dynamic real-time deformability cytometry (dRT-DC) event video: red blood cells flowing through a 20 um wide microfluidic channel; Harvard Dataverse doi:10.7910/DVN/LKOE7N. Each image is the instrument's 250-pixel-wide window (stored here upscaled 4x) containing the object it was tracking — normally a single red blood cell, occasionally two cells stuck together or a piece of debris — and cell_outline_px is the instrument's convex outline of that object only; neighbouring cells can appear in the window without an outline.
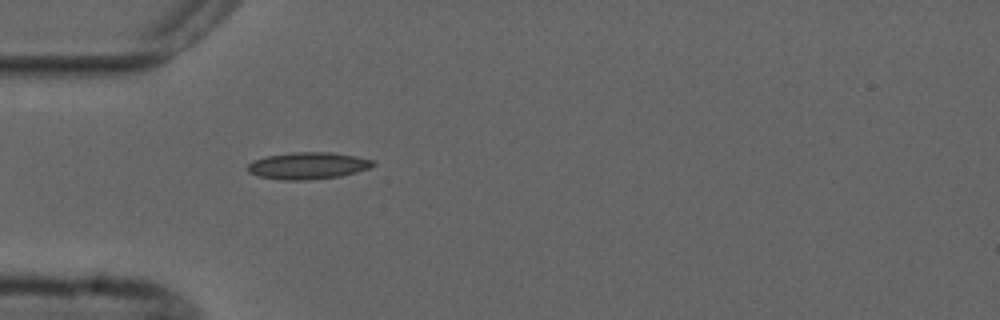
{"species": "common noctule bat (a hibernating species)", "species_latin": "Nyctalus noctula", "temperature_condition": "cold", "stored_images_in_passage": 1, "camera_frame_rate_fps": 3000, "um_per_image_px": 0.085, "animal": {"sex": "male", "forearm_length_mm": 52.5}, "frame": {"image": 1, "passage_image": 1, "time_ms": 0.0, "image_size_px": [1000, 320], "cell_outline_px": [[376, 164], [368, 168], [356, 172], [340, 176], [308, 180], [280, 180], [256, 176], [248, 172], [248, 164], [252, 160], [264, 156], [292, 152], [332, 152], [356, 156], [376, 160]], "centroid_in_image_um": [26.15, 14.08], "position_along_channel_um": 58.8, "area_um2": 19.94}}